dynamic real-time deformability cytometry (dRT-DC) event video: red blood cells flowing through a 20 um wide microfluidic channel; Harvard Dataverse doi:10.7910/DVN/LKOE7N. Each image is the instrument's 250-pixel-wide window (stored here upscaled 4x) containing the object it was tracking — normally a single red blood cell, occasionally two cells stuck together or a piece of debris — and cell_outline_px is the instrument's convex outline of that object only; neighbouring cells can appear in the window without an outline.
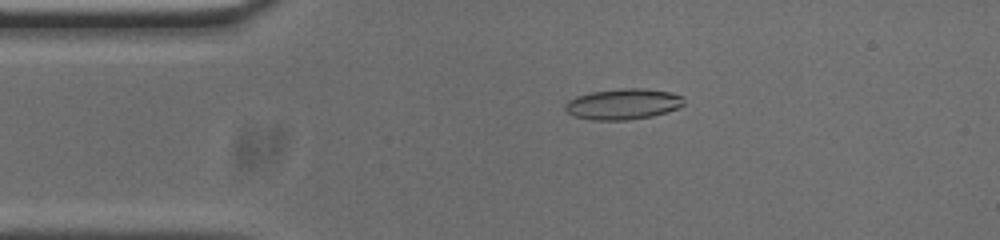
{"species": "common noctule bat (a hibernating species)", "species_latin": "Nyctalus noctula", "temperature_condition": "cold", "stored_images_in_passage": 53, "camera_frame_rate_fps": 3000, "um_per_image_px": 0.085, "animal": {"sex": "male", "body_mass_g": 20.0, "forearm_length_mm": 53.3}, "frame": {"image": 1, "passage_image": 10, "time_ms": 3.0, "image_size_px": [1000, 240], "cell_outline_px": [[684, 104], [680, 108], [652, 116], [628, 120], [592, 120], [572, 116], [564, 108], [564, 104], [568, 100], [576, 96], [592, 92], [624, 88], [644, 88], [668, 92], [684, 96]], "centroid_in_image_um": [52.96, 8.85], "position_along_channel_um": 32.0, "area_um2": 21.44}}
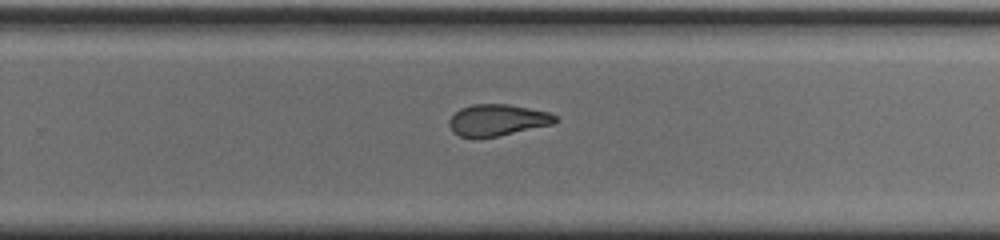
{"frame": {"image": 2, "passage_image": 33, "time_ms": 10.667, "image_size_px": [1000, 240], "cell_outline_px": [[556, 120], [552, 124], [496, 136], [472, 140], [460, 136], [452, 132], [448, 124], [448, 120], [460, 108], [472, 104], [508, 104], [548, 112], [556, 116]], "centroid_in_image_um": [42.19, 10.22], "position_along_channel_um": 287.6, "area_um2": 19.54}}
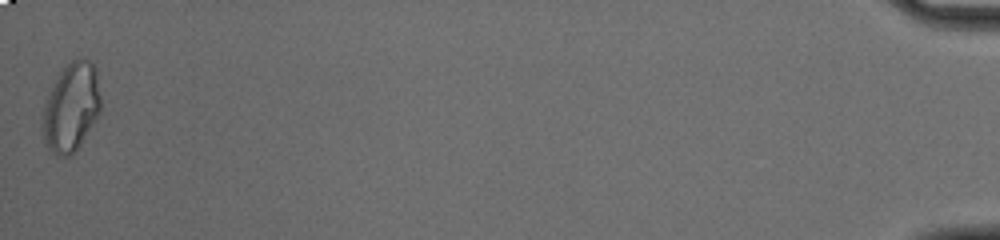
{"frame": {"image": 3, "passage_image": 53, "time_ms": 17.333, "image_size_px": [1000, 240], "cell_outline_px": [[100, 112], [80, 144], [68, 156], [56, 156], [48, 148], [44, 140], [44, 104], [60, 72], [72, 60], [84, 56], [92, 60], [96, 68], [100, 96]], "centroid_in_image_um": [6.09, 9.07], "position_along_channel_um": 429.1, "area_um2": 29.48}, "authors_computed_cell_mechanics": {"area_um2": 20.23, "velocity_mm_per_s": 3.7448, "shape_relaxation_time_tau1_ms": null, "shape_relaxation_time_tau2_ms": 2.478, "deformation_change_tau1": null, "deformation_change_tau2": 0.099}}